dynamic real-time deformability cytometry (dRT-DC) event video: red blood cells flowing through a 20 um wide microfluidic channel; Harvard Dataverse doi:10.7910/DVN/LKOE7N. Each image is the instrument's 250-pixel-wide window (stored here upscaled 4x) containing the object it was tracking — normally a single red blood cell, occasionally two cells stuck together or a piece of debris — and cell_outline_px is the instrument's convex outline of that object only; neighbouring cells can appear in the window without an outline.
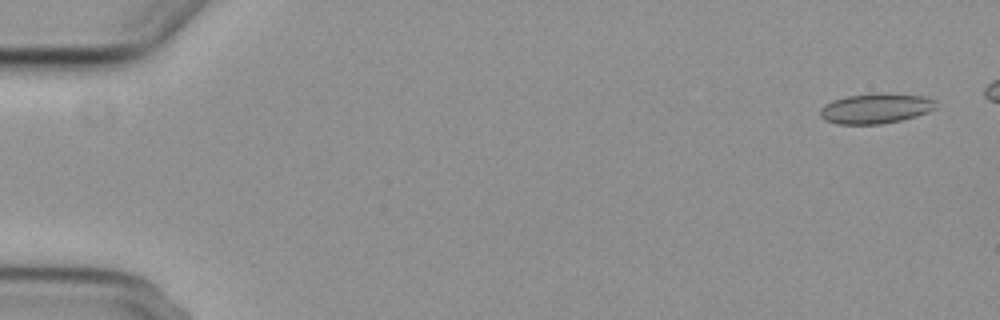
{"species": "common noctule bat (a hibernating species)", "species_latin": "Nyctalus noctula", "temperature_condition": "cold", "stored_images_in_passage": 6, "camera_frame_rate_fps": 3000, "um_per_image_px": 0.085, "animal": {"sex": "female", "body_mass_g": 29.2, "forearm_length_mm": 56.3}, "frame": {"image": 1, "passage_image": 1, "time_ms": 0.0, "image_size_px": [1000, 320], "cell_outline_px": [[936, 108], [928, 112], [916, 116], [900, 120], [880, 124], [836, 124], [824, 120], [820, 116], [820, 108], [824, 104], [832, 100], [848, 96], [872, 92], [924, 96], [936, 100]], "centroid_in_image_um": [74.41, 9.21], "position_along_channel_um": 10.6, "area_um2": 20.52}}